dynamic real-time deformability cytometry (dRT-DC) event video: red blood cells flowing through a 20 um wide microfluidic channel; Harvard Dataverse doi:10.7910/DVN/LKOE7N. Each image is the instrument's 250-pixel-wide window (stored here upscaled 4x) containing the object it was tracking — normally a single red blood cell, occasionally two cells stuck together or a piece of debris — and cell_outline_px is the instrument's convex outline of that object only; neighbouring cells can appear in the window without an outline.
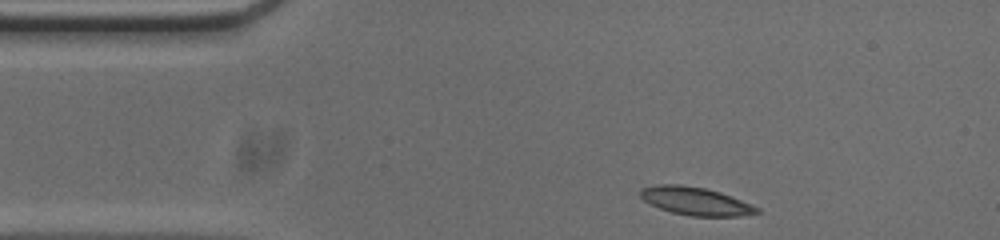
{"species": "common noctule bat (a hibernating species)", "species_latin": "Nyctalus noctula", "temperature_condition": "cold", "stored_images_in_passage": 46, "camera_frame_rate_fps": 3000, "um_per_image_px": 0.085, "animal": {"sex": "male", "body_mass_g": 20.0, "forearm_length_mm": 53.3}, "frame": {"image": 1, "passage_image": 1, "time_ms": 0.0, "image_size_px": [1000, 240], "cell_outline_px": [[760, 212], [740, 216], [688, 216], [672, 212], [660, 208], [644, 200], [640, 196], [640, 188], [656, 184], [680, 184], [704, 188], [720, 192], [760, 208]], "centroid_in_image_um": [59.1, 17.09], "position_along_channel_um": 25.9, "area_um2": 18.9}}
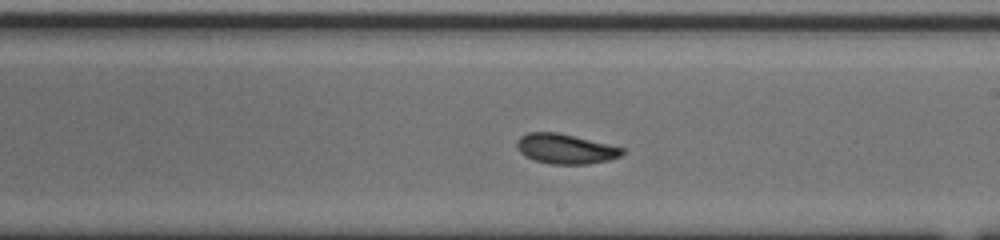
{"frame": {"image": 2, "passage_image": 22, "time_ms": 7.0, "image_size_px": [1000, 240], "cell_outline_px": [[624, 152], [620, 156], [608, 160], [588, 164], [548, 164], [524, 156], [516, 148], [516, 140], [520, 136], [528, 132], [560, 132], [624, 148]], "centroid_in_image_um": [48.03, 12.64], "position_along_channel_um": 241.0, "area_um2": 18.5}}
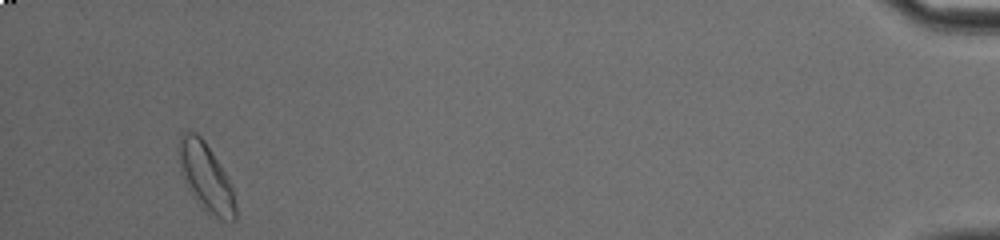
{"frame": {"image": 3, "passage_image": 43, "time_ms": 14.0, "image_size_px": [1000, 240], "cell_outline_px": [[236, 220], [220, 220], [204, 212], [192, 196], [180, 172], [180, 132], [196, 132], [204, 140], [228, 176], [232, 184], [236, 208]], "centroid_in_image_um": [17.53, 15.12], "position_along_channel_um": 417.7, "area_um2": 22.66}, "authors_computed_cell_mechanics": {"area_um2": 18.496, "velocity_mm_per_s": 3.7584, "shape_relaxation_time_tau1_ms": 5.2433, "shape_relaxation_time_tau2_ms": 3.7728, "deformation_change_tau1": 0.1563, "deformation_change_tau2": 0.0885}}